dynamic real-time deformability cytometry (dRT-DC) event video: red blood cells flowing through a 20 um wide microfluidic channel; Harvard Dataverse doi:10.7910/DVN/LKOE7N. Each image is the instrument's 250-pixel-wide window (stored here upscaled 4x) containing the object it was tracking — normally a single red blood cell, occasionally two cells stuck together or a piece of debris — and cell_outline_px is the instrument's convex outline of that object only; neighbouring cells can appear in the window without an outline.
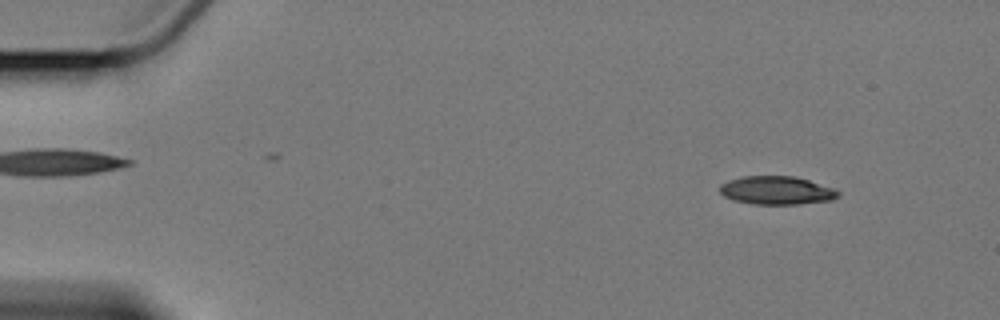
{"species": "Egyptian fruit bat (a non-hibernating species)", "species_latin": "Rousettus aegyptiacus", "temperature_condition": "cold", "stored_images_in_passage": 4, "camera_frame_rate_fps": 3000, "um_per_image_px": 0.085, "animal": {"sex": "female"}, "frame": {"image": 1, "passage_image": 1, "time_ms": 0.0, "image_size_px": [1000, 320], "cell_outline_px": [[840, 196], [832, 200], [800, 204], [752, 204], [732, 200], [724, 196], [720, 192], [720, 184], [728, 180], [740, 176], [796, 176], [836, 188], [840, 192]], "centroid_in_image_um": [66.04, 16.18], "position_along_channel_um": 19.0, "area_um2": 19.88}}
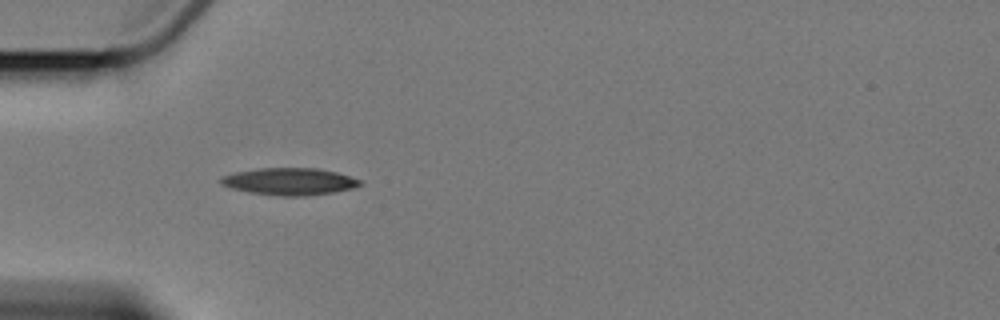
{"frame": {"image": 2, "passage_image": 4, "time_ms": 4.0, "image_size_px": [1000, 320], "cell_outline_px": [[364, 184], [352, 188], [332, 192], [304, 196], [280, 196], [248, 192], [232, 188], [220, 184], [220, 176], [236, 172], [256, 168], [320, 168], [336, 172], [360, 180]], "centroid_in_image_um": [24.58, 15.42], "position_along_channel_um": 60.4, "area_um2": 21.96}}